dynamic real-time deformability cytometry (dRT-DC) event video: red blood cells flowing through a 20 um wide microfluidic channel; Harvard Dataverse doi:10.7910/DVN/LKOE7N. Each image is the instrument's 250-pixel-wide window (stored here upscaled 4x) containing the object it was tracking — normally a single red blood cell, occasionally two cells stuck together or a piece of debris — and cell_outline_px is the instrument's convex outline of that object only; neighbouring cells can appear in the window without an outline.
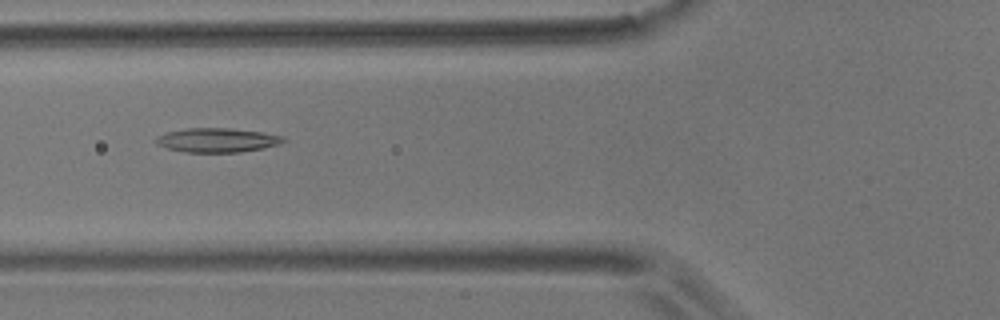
{"species": "common noctule bat (a hibernating species)", "species_latin": "Nyctalus noctula", "temperature_condition": "room temperature", "stored_images_in_passage": 5, "camera_frame_rate_fps": 3000, "um_per_image_px": 0.085, "animal": {"sex": "male", "body_mass_g": 17.9}, "frame": {"image": 1, "passage_image": 3, "time_ms": 0.667, "image_size_px": [1000, 320], "cell_outline_px": [[288, 140], [280, 144], [264, 148], [240, 152], [184, 152], [168, 148], [156, 144], [152, 140], [156, 136], [168, 132], [188, 128], [228, 128], [264, 132], [284, 136]], "centroid_in_image_um": [18.48, 11.91], "position_along_channel_um": 107.3, "area_um2": 18.15}}
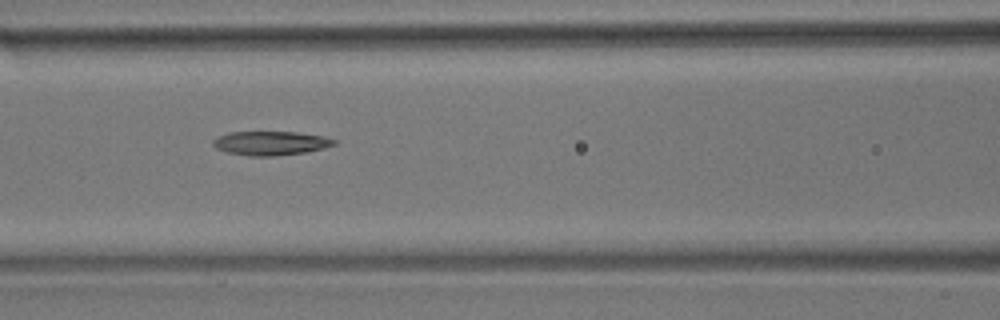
{"frame": {"image": 2, "passage_image": 4, "time_ms": 1.0, "image_size_px": [1000, 320], "cell_outline_px": [[336, 144], [324, 148], [304, 152], [272, 156], [248, 156], [228, 152], [216, 148], [212, 144], [212, 140], [228, 132], [296, 132], [324, 136], [336, 140]], "centroid_in_image_um": [23.0, 12.16], "position_along_channel_um": 143.6, "area_um2": 16.82}}
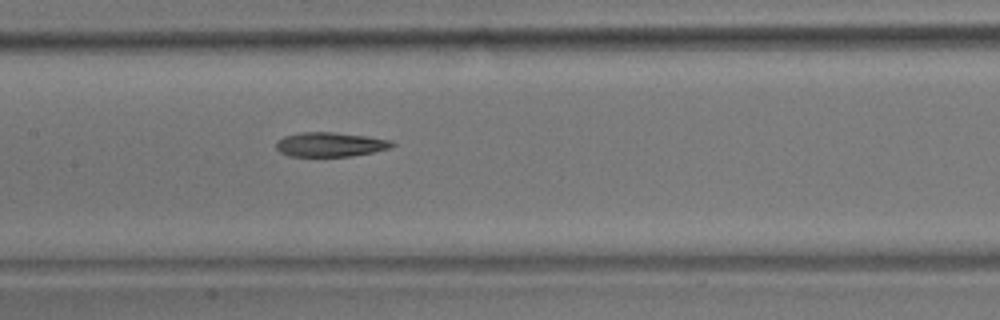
{"frame": {"image": 3, "passage_image": 5, "time_ms": 1.333, "image_size_px": [1000, 320], "cell_outline_px": [[396, 144], [392, 148], [352, 156], [288, 156], [280, 152], [276, 148], [276, 140], [284, 136], [300, 132], [332, 132], [368, 136], [392, 140]], "centroid_in_image_um": [28.08, 12.27], "position_along_channel_um": 179.3, "area_um2": 16.65}}